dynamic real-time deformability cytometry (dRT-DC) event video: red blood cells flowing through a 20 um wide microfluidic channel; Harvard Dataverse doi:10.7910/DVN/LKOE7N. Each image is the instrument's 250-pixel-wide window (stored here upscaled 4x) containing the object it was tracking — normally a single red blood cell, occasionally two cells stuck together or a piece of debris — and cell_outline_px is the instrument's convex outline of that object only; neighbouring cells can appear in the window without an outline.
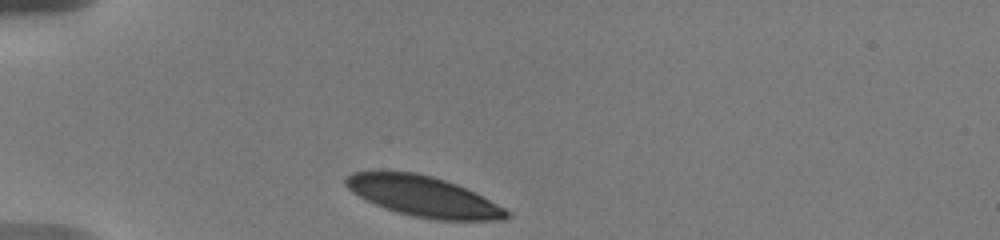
{"species": "human", "species_latin": "Homo sapiens", "temperature_condition": "warm", "stored_images_in_passage": 5, "camera_frame_rate_fps": 3000, "um_per_image_px": 0.085, "donor": {"sex": "male"}, "frame": {"image": 1, "passage_image": 1, "time_ms": 0.0, "image_size_px": [1000, 240], "cell_outline_px": [[512, 216], [504, 220], [436, 220], [412, 216], [384, 208], [352, 192], [344, 184], [344, 176], [352, 172], [416, 172], [432, 176], [456, 184], [504, 208]], "centroid_in_image_um": [35.96, 16.7], "position_along_channel_um": 49.0, "area_um2": 37.34}}